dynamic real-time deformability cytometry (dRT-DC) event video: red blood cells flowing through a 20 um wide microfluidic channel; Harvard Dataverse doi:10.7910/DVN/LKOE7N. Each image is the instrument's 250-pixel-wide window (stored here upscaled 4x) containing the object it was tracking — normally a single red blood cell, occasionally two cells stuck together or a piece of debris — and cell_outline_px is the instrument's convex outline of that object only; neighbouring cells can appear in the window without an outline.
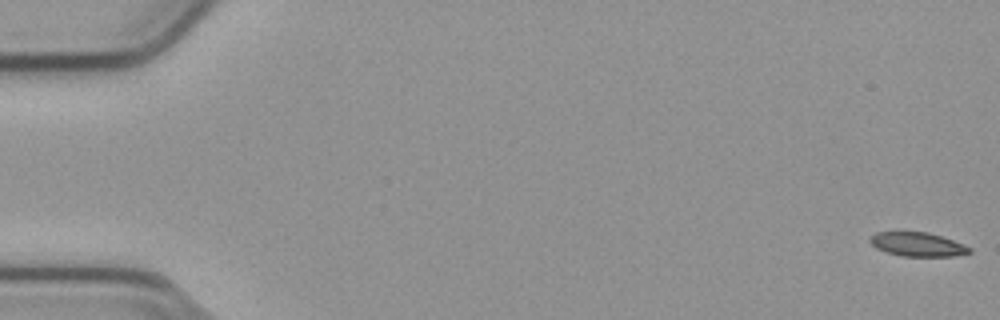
{"species": "common noctule bat (a hibernating species)", "species_latin": "Nyctalus noctula", "temperature_condition": "cold", "stored_images_in_passage": 55, "camera_frame_rate_fps": 3000, "um_per_image_px": 0.085, "animal": {"sex": "male", "body_mass_g": 23.1, "forearm_length_mm": 52.7}, "frame": {"image": 1, "passage_image": 1, "time_ms": 0.0, "image_size_px": [1000, 320], "cell_outline_px": [[972, 252], [956, 256], [900, 256], [876, 248], [868, 240], [876, 232], [928, 232], [964, 244], [972, 248]], "centroid_in_image_um": [78.02, 20.78], "position_along_channel_um": 7.0, "area_um2": 13.81}}
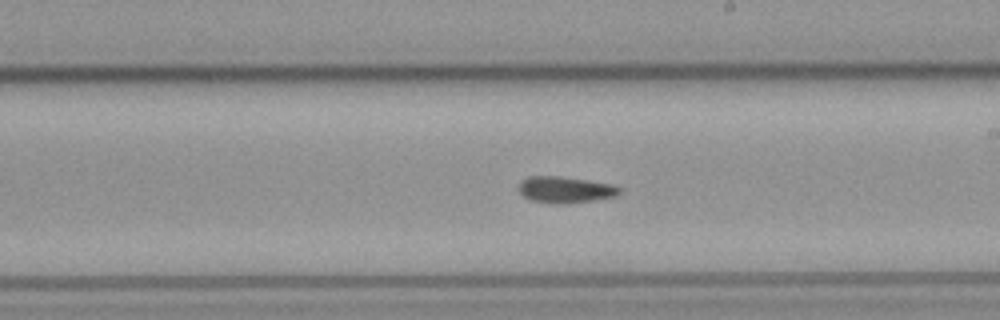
{"frame": {"image": 2, "passage_image": 32, "time_ms": 10.333, "image_size_px": [1000, 320], "cell_outline_px": [[620, 192], [616, 196], [592, 200], [564, 204], [556, 204], [532, 200], [524, 196], [516, 188], [528, 176], [560, 176], [612, 184], [620, 188]], "centroid_in_image_um": [48.03, 16.12], "position_along_channel_um": 241.0, "area_um2": 15.32}}
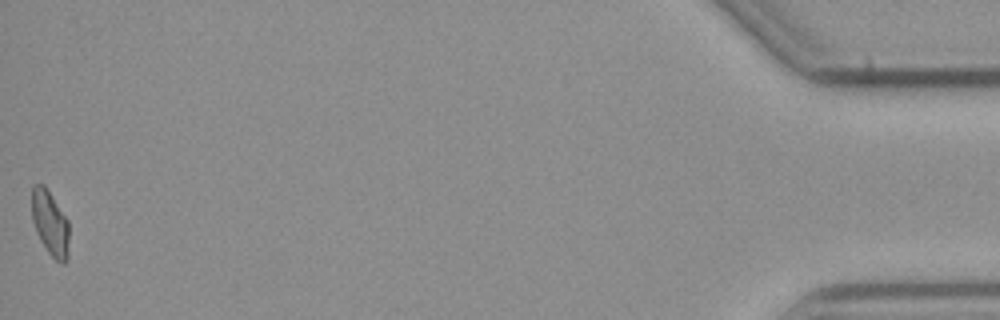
{"frame": {"image": 3, "passage_image": 55, "time_ms": 18.0, "image_size_px": [1000, 320], "cell_outline_px": [[68, 260], [64, 264], [60, 264], [48, 252], [40, 240], [36, 232], [32, 220], [32, 184], [44, 184], [68, 220]], "centroid_in_image_um": [4.26, 18.98], "position_along_channel_um": 430.9, "area_um2": 14.16}, "authors_computed_cell_mechanics": {"area_um2": 14.9702, "velocity_mm_per_s": 3.7975, "shape_relaxation_time_tau1_ms": null, "shape_relaxation_time_tau2_ms": 6.2543, "deformation_change_tau1": null, "deformation_change_tau2": 0.1327}}